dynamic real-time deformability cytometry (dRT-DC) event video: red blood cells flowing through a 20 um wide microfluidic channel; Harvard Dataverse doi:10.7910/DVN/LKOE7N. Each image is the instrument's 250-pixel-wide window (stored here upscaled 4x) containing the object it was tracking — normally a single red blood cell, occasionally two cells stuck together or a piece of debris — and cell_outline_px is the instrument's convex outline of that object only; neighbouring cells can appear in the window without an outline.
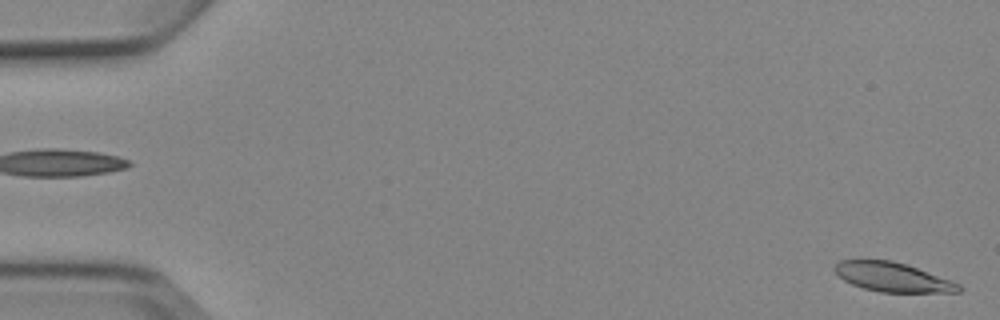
{"species": "Egyptian fruit bat (a non-hibernating species)", "species_latin": "Rousettus aegyptiacus", "temperature_condition": "cold", "stored_images_in_passage": 4, "camera_frame_rate_fps": 3000, "um_per_image_px": 0.085, "animal": {"sex": "female"}, "frame": {"image": 1, "passage_image": 4, "time_ms": 3.333, "image_size_px": [1000, 320], "cell_outline_px": [[964, 288], [960, 292], [880, 292], [864, 288], [852, 284], [844, 280], [836, 272], [836, 264], [840, 260], [892, 260], [952, 280], [960, 284]], "centroid_in_image_um": [75.92, 23.56], "position_along_channel_um": 9.1, "area_um2": 20.87}}